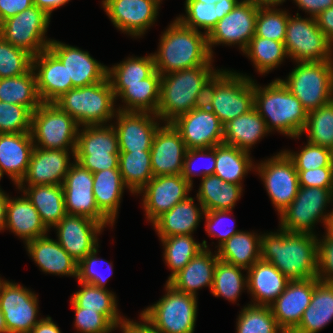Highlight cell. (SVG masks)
<instances>
[{"label":"cell","mask_w":333,"mask_h":333,"mask_svg":"<svg viewBox=\"0 0 333 333\" xmlns=\"http://www.w3.org/2000/svg\"><path fill=\"white\" fill-rule=\"evenodd\" d=\"M279 231L261 235V259L272 263L289 280L317 277L318 237L308 233Z\"/></svg>","instance_id":"1"},{"label":"cell","mask_w":333,"mask_h":333,"mask_svg":"<svg viewBox=\"0 0 333 333\" xmlns=\"http://www.w3.org/2000/svg\"><path fill=\"white\" fill-rule=\"evenodd\" d=\"M160 40L158 52L152 55L155 69L161 75L212 61L207 35L185 26L178 19L170 24Z\"/></svg>","instance_id":"2"},{"label":"cell","mask_w":333,"mask_h":333,"mask_svg":"<svg viewBox=\"0 0 333 333\" xmlns=\"http://www.w3.org/2000/svg\"><path fill=\"white\" fill-rule=\"evenodd\" d=\"M254 108L265 120L269 131L275 128L293 138L302 135L308 112L280 79L264 88L254 83Z\"/></svg>","instance_id":"3"},{"label":"cell","mask_w":333,"mask_h":333,"mask_svg":"<svg viewBox=\"0 0 333 333\" xmlns=\"http://www.w3.org/2000/svg\"><path fill=\"white\" fill-rule=\"evenodd\" d=\"M211 61L203 66L187 68L161 75L160 98L156 115L171 123L194 108L197 94L216 72Z\"/></svg>","instance_id":"4"},{"label":"cell","mask_w":333,"mask_h":333,"mask_svg":"<svg viewBox=\"0 0 333 333\" xmlns=\"http://www.w3.org/2000/svg\"><path fill=\"white\" fill-rule=\"evenodd\" d=\"M115 99L111 84L106 77L101 82L70 89L53 103L69 114L79 126L103 125L116 117Z\"/></svg>","instance_id":"5"},{"label":"cell","mask_w":333,"mask_h":333,"mask_svg":"<svg viewBox=\"0 0 333 333\" xmlns=\"http://www.w3.org/2000/svg\"><path fill=\"white\" fill-rule=\"evenodd\" d=\"M282 83L310 112L333 100V61L297 62Z\"/></svg>","instance_id":"6"},{"label":"cell","mask_w":333,"mask_h":333,"mask_svg":"<svg viewBox=\"0 0 333 333\" xmlns=\"http://www.w3.org/2000/svg\"><path fill=\"white\" fill-rule=\"evenodd\" d=\"M78 129L77 122L53 102H42L32 113L30 133L37 148H71L72 156L75 157Z\"/></svg>","instance_id":"7"},{"label":"cell","mask_w":333,"mask_h":333,"mask_svg":"<svg viewBox=\"0 0 333 333\" xmlns=\"http://www.w3.org/2000/svg\"><path fill=\"white\" fill-rule=\"evenodd\" d=\"M165 286L167 294L141 316L160 333H194L197 296L178 291L168 282Z\"/></svg>","instance_id":"8"},{"label":"cell","mask_w":333,"mask_h":333,"mask_svg":"<svg viewBox=\"0 0 333 333\" xmlns=\"http://www.w3.org/2000/svg\"><path fill=\"white\" fill-rule=\"evenodd\" d=\"M77 133L74 160L91 173L119 168L118 137L114 126L85 125Z\"/></svg>","instance_id":"9"},{"label":"cell","mask_w":333,"mask_h":333,"mask_svg":"<svg viewBox=\"0 0 333 333\" xmlns=\"http://www.w3.org/2000/svg\"><path fill=\"white\" fill-rule=\"evenodd\" d=\"M254 107V81L231 71L216 70V89L211 111L223 125Z\"/></svg>","instance_id":"10"},{"label":"cell","mask_w":333,"mask_h":333,"mask_svg":"<svg viewBox=\"0 0 333 333\" xmlns=\"http://www.w3.org/2000/svg\"><path fill=\"white\" fill-rule=\"evenodd\" d=\"M287 55L296 62L333 61L332 43L319 29L314 17H288L284 41Z\"/></svg>","instance_id":"11"},{"label":"cell","mask_w":333,"mask_h":333,"mask_svg":"<svg viewBox=\"0 0 333 333\" xmlns=\"http://www.w3.org/2000/svg\"><path fill=\"white\" fill-rule=\"evenodd\" d=\"M333 200V188L302 187L291 204L281 212L280 229L288 232L313 234L316 221L327 225L329 213L323 214L327 203Z\"/></svg>","instance_id":"12"},{"label":"cell","mask_w":333,"mask_h":333,"mask_svg":"<svg viewBox=\"0 0 333 333\" xmlns=\"http://www.w3.org/2000/svg\"><path fill=\"white\" fill-rule=\"evenodd\" d=\"M50 16L33 5L0 24V36L32 57L47 49L52 40H45Z\"/></svg>","instance_id":"13"},{"label":"cell","mask_w":333,"mask_h":333,"mask_svg":"<svg viewBox=\"0 0 333 333\" xmlns=\"http://www.w3.org/2000/svg\"><path fill=\"white\" fill-rule=\"evenodd\" d=\"M255 0H242L219 20L216 26L207 35L208 47L212 54L214 44H238L244 51L252 37L255 35L256 19L259 7Z\"/></svg>","instance_id":"14"},{"label":"cell","mask_w":333,"mask_h":333,"mask_svg":"<svg viewBox=\"0 0 333 333\" xmlns=\"http://www.w3.org/2000/svg\"><path fill=\"white\" fill-rule=\"evenodd\" d=\"M257 170L274 207L281 214L295 199L300 187L294 162L283 151L260 163Z\"/></svg>","instance_id":"15"},{"label":"cell","mask_w":333,"mask_h":333,"mask_svg":"<svg viewBox=\"0 0 333 333\" xmlns=\"http://www.w3.org/2000/svg\"><path fill=\"white\" fill-rule=\"evenodd\" d=\"M66 214L89 217L104 227L113 223L99 210L93 193V173L76 161L62 184Z\"/></svg>","instance_id":"16"},{"label":"cell","mask_w":333,"mask_h":333,"mask_svg":"<svg viewBox=\"0 0 333 333\" xmlns=\"http://www.w3.org/2000/svg\"><path fill=\"white\" fill-rule=\"evenodd\" d=\"M0 310L8 333H30L40 321L37 296L25 287L9 281L0 284Z\"/></svg>","instance_id":"17"},{"label":"cell","mask_w":333,"mask_h":333,"mask_svg":"<svg viewBox=\"0 0 333 333\" xmlns=\"http://www.w3.org/2000/svg\"><path fill=\"white\" fill-rule=\"evenodd\" d=\"M171 124L180 133L187 149L223 144L224 125L211 110L193 108Z\"/></svg>","instance_id":"18"},{"label":"cell","mask_w":333,"mask_h":333,"mask_svg":"<svg viewBox=\"0 0 333 333\" xmlns=\"http://www.w3.org/2000/svg\"><path fill=\"white\" fill-rule=\"evenodd\" d=\"M192 185L182 176L162 175L153 177L139 192L148 220L153 223L164 212L188 198Z\"/></svg>","instance_id":"19"},{"label":"cell","mask_w":333,"mask_h":333,"mask_svg":"<svg viewBox=\"0 0 333 333\" xmlns=\"http://www.w3.org/2000/svg\"><path fill=\"white\" fill-rule=\"evenodd\" d=\"M320 280H290L285 290L270 305L277 325L284 333H292L301 322L303 312L310 305L315 285Z\"/></svg>","instance_id":"20"},{"label":"cell","mask_w":333,"mask_h":333,"mask_svg":"<svg viewBox=\"0 0 333 333\" xmlns=\"http://www.w3.org/2000/svg\"><path fill=\"white\" fill-rule=\"evenodd\" d=\"M58 243L79 263L98 246V233L104 226L85 216L66 214L55 226Z\"/></svg>","instance_id":"21"},{"label":"cell","mask_w":333,"mask_h":333,"mask_svg":"<svg viewBox=\"0 0 333 333\" xmlns=\"http://www.w3.org/2000/svg\"><path fill=\"white\" fill-rule=\"evenodd\" d=\"M102 3L114 26L135 37L145 34L154 24L160 4L157 0H103Z\"/></svg>","instance_id":"22"},{"label":"cell","mask_w":333,"mask_h":333,"mask_svg":"<svg viewBox=\"0 0 333 333\" xmlns=\"http://www.w3.org/2000/svg\"><path fill=\"white\" fill-rule=\"evenodd\" d=\"M186 151L180 133L171 123L159 127L150 150L153 176L182 174Z\"/></svg>","instance_id":"23"},{"label":"cell","mask_w":333,"mask_h":333,"mask_svg":"<svg viewBox=\"0 0 333 333\" xmlns=\"http://www.w3.org/2000/svg\"><path fill=\"white\" fill-rule=\"evenodd\" d=\"M115 113L118 125L114 129L118 137L119 152L150 151L159 128V123L154 119L159 117L152 113L150 115L149 112L117 110Z\"/></svg>","instance_id":"24"},{"label":"cell","mask_w":333,"mask_h":333,"mask_svg":"<svg viewBox=\"0 0 333 333\" xmlns=\"http://www.w3.org/2000/svg\"><path fill=\"white\" fill-rule=\"evenodd\" d=\"M48 48L65 65L68 81L74 88L103 81L107 77V66L98 63L87 51L52 40Z\"/></svg>","instance_id":"25"},{"label":"cell","mask_w":333,"mask_h":333,"mask_svg":"<svg viewBox=\"0 0 333 333\" xmlns=\"http://www.w3.org/2000/svg\"><path fill=\"white\" fill-rule=\"evenodd\" d=\"M68 150L41 149L34 147L28 171L17 185L23 189L24 182L32 185H62L71 163Z\"/></svg>","instance_id":"26"},{"label":"cell","mask_w":333,"mask_h":333,"mask_svg":"<svg viewBox=\"0 0 333 333\" xmlns=\"http://www.w3.org/2000/svg\"><path fill=\"white\" fill-rule=\"evenodd\" d=\"M32 68L38 71L37 92L42 102H54L74 88L72 81H68L65 65L49 48L32 58Z\"/></svg>","instance_id":"27"},{"label":"cell","mask_w":333,"mask_h":333,"mask_svg":"<svg viewBox=\"0 0 333 333\" xmlns=\"http://www.w3.org/2000/svg\"><path fill=\"white\" fill-rule=\"evenodd\" d=\"M34 147L30 132L0 133V177L5 172L18 185L28 171Z\"/></svg>","instance_id":"28"},{"label":"cell","mask_w":333,"mask_h":333,"mask_svg":"<svg viewBox=\"0 0 333 333\" xmlns=\"http://www.w3.org/2000/svg\"><path fill=\"white\" fill-rule=\"evenodd\" d=\"M247 270V288L257 302L251 305L270 306L290 281L272 263L262 259Z\"/></svg>","instance_id":"29"},{"label":"cell","mask_w":333,"mask_h":333,"mask_svg":"<svg viewBox=\"0 0 333 333\" xmlns=\"http://www.w3.org/2000/svg\"><path fill=\"white\" fill-rule=\"evenodd\" d=\"M27 251L43 272L75 276L78 263L56 240L43 236L26 243Z\"/></svg>","instance_id":"30"},{"label":"cell","mask_w":333,"mask_h":333,"mask_svg":"<svg viewBox=\"0 0 333 333\" xmlns=\"http://www.w3.org/2000/svg\"><path fill=\"white\" fill-rule=\"evenodd\" d=\"M218 255L204 248L186 266L175 274L168 283L176 290L196 296V291L203 286L212 289L214 270Z\"/></svg>","instance_id":"31"},{"label":"cell","mask_w":333,"mask_h":333,"mask_svg":"<svg viewBox=\"0 0 333 333\" xmlns=\"http://www.w3.org/2000/svg\"><path fill=\"white\" fill-rule=\"evenodd\" d=\"M5 227L23 238L25 244L36 238L46 236L45 234L49 231L26 195L16 199L8 198Z\"/></svg>","instance_id":"32"},{"label":"cell","mask_w":333,"mask_h":333,"mask_svg":"<svg viewBox=\"0 0 333 333\" xmlns=\"http://www.w3.org/2000/svg\"><path fill=\"white\" fill-rule=\"evenodd\" d=\"M204 213L203 206L201 205L200 208H197L194 205V199L188 197L159 216L153 222V226L159 237L191 235L200 221L201 214Z\"/></svg>","instance_id":"33"},{"label":"cell","mask_w":333,"mask_h":333,"mask_svg":"<svg viewBox=\"0 0 333 333\" xmlns=\"http://www.w3.org/2000/svg\"><path fill=\"white\" fill-rule=\"evenodd\" d=\"M269 132L265 120L253 107L224 125L223 143L249 152L252 145Z\"/></svg>","instance_id":"34"},{"label":"cell","mask_w":333,"mask_h":333,"mask_svg":"<svg viewBox=\"0 0 333 333\" xmlns=\"http://www.w3.org/2000/svg\"><path fill=\"white\" fill-rule=\"evenodd\" d=\"M185 11L187 16L177 19L187 27L204 29L208 35L216 26L217 22L227 15L238 0H186Z\"/></svg>","instance_id":"35"},{"label":"cell","mask_w":333,"mask_h":333,"mask_svg":"<svg viewBox=\"0 0 333 333\" xmlns=\"http://www.w3.org/2000/svg\"><path fill=\"white\" fill-rule=\"evenodd\" d=\"M22 190L48 230L55 228L66 215L62 185H32Z\"/></svg>","instance_id":"36"},{"label":"cell","mask_w":333,"mask_h":333,"mask_svg":"<svg viewBox=\"0 0 333 333\" xmlns=\"http://www.w3.org/2000/svg\"><path fill=\"white\" fill-rule=\"evenodd\" d=\"M333 318V283L319 281L310 305L303 312L301 322L292 333H317Z\"/></svg>","instance_id":"37"},{"label":"cell","mask_w":333,"mask_h":333,"mask_svg":"<svg viewBox=\"0 0 333 333\" xmlns=\"http://www.w3.org/2000/svg\"><path fill=\"white\" fill-rule=\"evenodd\" d=\"M124 185L119 168L93 173V193L99 210L114 223Z\"/></svg>","instance_id":"38"},{"label":"cell","mask_w":333,"mask_h":333,"mask_svg":"<svg viewBox=\"0 0 333 333\" xmlns=\"http://www.w3.org/2000/svg\"><path fill=\"white\" fill-rule=\"evenodd\" d=\"M217 255L219 260L247 270L261 259V236L240 231L218 248Z\"/></svg>","instance_id":"39"},{"label":"cell","mask_w":333,"mask_h":333,"mask_svg":"<svg viewBox=\"0 0 333 333\" xmlns=\"http://www.w3.org/2000/svg\"><path fill=\"white\" fill-rule=\"evenodd\" d=\"M241 185L224 182L217 175H209L202 178L197 200L205 212L218 210H231L240 198Z\"/></svg>","instance_id":"40"},{"label":"cell","mask_w":333,"mask_h":333,"mask_svg":"<svg viewBox=\"0 0 333 333\" xmlns=\"http://www.w3.org/2000/svg\"><path fill=\"white\" fill-rule=\"evenodd\" d=\"M161 74L155 70L141 83L127 84L119 95L126 106L118 110L126 112H149L156 114L160 98ZM128 105V106H127Z\"/></svg>","instance_id":"41"},{"label":"cell","mask_w":333,"mask_h":333,"mask_svg":"<svg viewBox=\"0 0 333 333\" xmlns=\"http://www.w3.org/2000/svg\"><path fill=\"white\" fill-rule=\"evenodd\" d=\"M0 101L23 105L33 113L42 103L37 92L33 68L23 75L1 78Z\"/></svg>","instance_id":"42"},{"label":"cell","mask_w":333,"mask_h":333,"mask_svg":"<svg viewBox=\"0 0 333 333\" xmlns=\"http://www.w3.org/2000/svg\"><path fill=\"white\" fill-rule=\"evenodd\" d=\"M155 70L152 54L146 57H132L107 68V78L117 97L127 88V84L141 83V80L149 77Z\"/></svg>","instance_id":"43"},{"label":"cell","mask_w":333,"mask_h":333,"mask_svg":"<svg viewBox=\"0 0 333 333\" xmlns=\"http://www.w3.org/2000/svg\"><path fill=\"white\" fill-rule=\"evenodd\" d=\"M249 152L227 144L216 145L214 175L224 182L241 185L245 174L253 166Z\"/></svg>","instance_id":"44"},{"label":"cell","mask_w":333,"mask_h":333,"mask_svg":"<svg viewBox=\"0 0 333 333\" xmlns=\"http://www.w3.org/2000/svg\"><path fill=\"white\" fill-rule=\"evenodd\" d=\"M118 167L122 181L131 193H139L154 177L150 151L119 152Z\"/></svg>","instance_id":"45"},{"label":"cell","mask_w":333,"mask_h":333,"mask_svg":"<svg viewBox=\"0 0 333 333\" xmlns=\"http://www.w3.org/2000/svg\"><path fill=\"white\" fill-rule=\"evenodd\" d=\"M82 289L71 297L73 307L96 310L107 316L117 327L124 320L118 314L116 297L107 289H101L94 285L79 282Z\"/></svg>","instance_id":"46"},{"label":"cell","mask_w":333,"mask_h":333,"mask_svg":"<svg viewBox=\"0 0 333 333\" xmlns=\"http://www.w3.org/2000/svg\"><path fill=\"white\" fill-rule=\"evenodd\" d=\"M160 239L165 249V262L172 270V273L166 282L182 270L200 251L204 248L208 249L205 240H203L202 244L197 243L192 235H175L170 237H160Z\"/></svg>","instance_id":"47"},{"label":"cell","mask_w":333,"mask_h":333,"mask_svg":"<svg viewBox=\"0 0 333 333\" xmlns=\"http://www.w3.org/2000/svg\"><path fill=\"white\" fill-rule=\"evenodd\" d=\"M243 53L250 57L261 74L268 73L288 56L283 42L256 35L252 37Z\"/></svg>","instance_id":"48"},{"label":"cell","mask_w":333,"mask_h":333,"mask_svg":"<svg viewBox=\"0 0 333 333\" xmlns=\"http://www.w3.org/2000/svg\"><path fill=\"white\" fill-rule=\"evenodd\" d=\"M308 134V142L318 146H333V100L307 114V122L302 132Z\"/></svg>","instance_id":"49"},{"label":"cell","mask_w":333,"mask_h":333,"mask_svg":"<svg viewBox=\"0 0 333 333\" xmlns=\"http://www.w3.org/2000/svg\"><path fill=\"white\" fill-rule=\"evenodd\" d=\"M243 269L218 260L214 270L211 293L216 297L222 296L226 300L236 301L242 288L247 287V277L244 278L241 273Z\"/></svg>","instance_id":"50"},{"label":"cell","mask_w":333,"mask_h":333,"mask_svg":"<svg viewBox=\"0 0 333 333\" xmlns=\"http://www.w3.org/2000/svg\"><path fill=\"white\" fill-rule=\"evenodd\" d=\"M237 320V333H284L277 325L270 306L249 304L242 309Z\"/></svg>","instance_id":"51"},{"label":"cell","mask_w":333,"mask_h":333,"mask_svg":"<svg viewBox=\"0 0 333 333\" xmlns=\"http://www.w3.org/2000/svg\"><path fill=\"white\" fill-rule=\"evenodd\" d=\"M271 6L261 5L259 7L255 35L284 43L289 15L286 11L272 9Z\"/></svg>","instance_id":"52"},{"label":"cell","mask_w":333,"mask_h":333,"mask_svg":"<svg viewBox=\"0 0 333 333\" xmlns=\"http://www.w3.org/2000/svg\"><path fill=\"white\" fill-rule=\"evenodd\" d=\"M32 58L0 36V79L27 73L32 68Z\"/></svg>","instance_id":"53"},{"label":"cell","mask_w":333,"mask_h":333,"mask_svg":"<svg viewBox=\"0 0 333 333\" xmlns=\"http://www.w3.org/2000/svg\"><path fill=\"white\" fill-rule=\"evenodd\" d=\"M31 117L27 107L0 101V133L30 132Z\"/></svg>","instance_id":"54"},{"label":"cell","mask_w":333,"mask_h":333,"mask_svg":"<svg viewBox=\"0 0 333 333\" xmlns=\"http://www.w3.org/2000/svg\"><path fill=\"white\" fill-rule=\"evenodd\" d=\"M292 159L296 170H311L320 167H333L329 148L307 143L299 153L285 151Z\"/></svg>","instance_id":"55"},{"label":"cell","mask_w":333,"mask_h":333,"mask_svg":"<svg viewBox=\"0 0 333 333\" xmlns=\"http://www.w3.org/2000/svg\"><path fill=\"white\" fill-rule=\"evenodd\" d=\"M73 308L75 310V326L83 333H109L117 327L107 316L96 310Z\"/></svg>","instance_id":"56"},{"label":"cell","mask_w":333,"mask_h":333,"mask_svg":"<svg viewBox=\"0 0 333 333\" xmlns=\"http://www.w3.org/2000/svg\"><path fill=\"white\" fill-rule=\"evenodd\" d=\"M98 249L95 248L91 253H89L86 257H84L77 266V279L78 282L94 285L96 287H99L101 289H106L105 284L109 278L106 275L101 274L98 272L96 265L100 263V258H97ZM102 262V261H101ZM103 262H107L106 260H103ZM109 264V272L112 271V264L107 262Z\"/></svg>","instance_id":"57"},{"label":"cell","mask_w":333,"mask_h":333,"mask_svg":"<svg viewBox=\"0 0 333 333\" xmlns=\"http://www.w3.org/2000/svg\"><path fill=\"white\" fill-rule=\"evenodd\" d=\"M208 151V153L206 152ZM208 158L209 165H207L203 172L201 171V174L203 175L202 178L205 176H209L214 174L215 169V163H216V146L210 147V148H200V149H187L185 157H184V166L182 171V176L191 184L193 185L192 176H198L199 174L196 171L195 168L193 169V161H195L197 158ZM197 173V174H196Z\"/></svg>","instance_id":"58"},{"label":"cell","mask_w":333,"mask_h":333,"mask_svg":"<svg viewBox=\"0 0 333 333\" xmlns=\"http://www.w3.org/2000/svg\"><path fill=\"white\" fill-rule=\"evenodd\" d=\"M323 238L317 240V278L322 282L333 283V234L327 233Z\"/></svg>","instance_id":"59"},{"label":"cell","mask_w":333,"mask_h":333,"mask_svg":"<svg viewBox=\"0 0 333 333\" xmlns=\"http://www.w3.org/2000/svg\"><path fill=\"white\" fill-rule=\"evenodd\" d=\"M231 210H218V211H208L205 212L203 215H205L206 218V231L209 233V236H219V246L218 248L226 242L232 235L240 232L239 230L234 229V227H230L225 222V217L228 213H230ZM227 220V219H226ZM228 223V222H227ZM222 225L225 227V229L221 228ZM218 228H221L218 229Z\"/></svg>","instance_id":"60"},{"label":"cell","mask_w":333,"mask_h":333,"mask_svg":"<svg viewBox=\"0 0 333 333\" xmlns=\"http://www.w3.org/2000/svg\"><path fill=\"white\" fill-rule=\"evenodd\" d=\"M299 186L333 188V167H320L311 170H297Z\"/></svg>","instance_id":"61"},{"label":"cell","mask_w":333,"mask_h":333,"mask_svg":"<svg viewBox=\"0 0 333 333\" xmlns=\"http://www.w3.org/2000/svg\"><path fill=\"white\" fill-rule=\"evenodd\" d=\"M216 89V72L201 87L196 96L194 109L210 110Z\"/></svg>","instance_id":"62"},{"label":"cell","mask_w":333,"mask_h":333,"mask_svg":"<svg viewBox=\"0 0 333 333\" xmlns=\"http://www.w3.org/2000/svg\"><path fill=\"white\" fill-rule=\"evenodd\" d=\"M33 5V0H0V24Z\"/></svg>","instance_id":"63"},{"label":"cell","mask_w":333,"mask_h":333,"mask_svg":"<svg viewBox=\"0 0 333 333\" xmlns=\"http://www.w3.org/2000/svg\"><path fill=\"white\" fill-rule=\"evenodd\" d=\"M299 8L310 13V17L318 16L322 11L333 7V0H294Z\"/></svg>","instance_id":"64"},{"label":"cell","mask_w":333,"mask_h":333,"mask_svg":"<svg viewBox=\"0 0 333 333\" xmlns=\"http://www.w3.org/2000/svg\"><path fill=\"white\" fill-rule=\"evenodd\" d=\"M141 320L144 323H137L129 319H124L120 324V329L123 333H160L157 331L145 318L141 315Z\"/></svg>","instance_id":"65"},{"label":"cell","mask_w":333,"mask_h":333,"mask_svg":"<svg viewBox=\"0 0 333 333\" xmlns=\"http://www.w3.org/2000/svg\"><path fill=\"white\" fill-rule=\"evenodd\" d=\"M315 19L319 29L333 43V7L322 11Z\"/></svg>","instance_id":"66"},{"label":"cell","mask_w":333,"mask_h":333,"mask_svg":"<svg viewBox=\"0 0 333 333\" xmlns=\"http://www.w3.org/2000/svg\"><path fill=\"white\" fill-rule=\"evenodd\" d=\"M30 333H61L58 326L52 321L51 317L40 319Z\"/></svg>","instance_id":"67"},{"label":"cell","mask_w":333,"mask_h":333,"mask_svg":"<svg viewBox=\"0 0 333 333\" xmlns=\"http://www.w3.org/2000/svg\"><path fill=\"white\" fill-rule=\"evenodd\" d=\"M70 0H33L35 6L42 9L47 15L51 16L54 9L65 5Z\"/></svg>","instance_id":"68"},{"label":"cell","mask_w":333,"mask_h":333,"mask_svg":"<svg viewBox=\"0 0 333 333\" xmlns=\"http://www.w3.org/2000/svg\"><path fill=\"white\" fill-rule=\"evenodd\" d=\"M8 196L0 189V230H4L6 227L7 216V203Z\"/></svg>","instance_id":"69"},{"label":"cell","mask_w":333,"mask_h":333,"mask_svg":"<svg viewBox=\"0 0 333 333\" xmlns=\"http://www.w3.org/2000/svg\"><path fill=\"white\" fill-rule=\"evenodd\" d=\"M260 5H272V7H275V5H279L283 3L285 0H255Z\"/></svg>","instance_id":"70"},{"label":"cell","mask_w":333,"mask_h":333,"mask_svg":"<svg viewBox=\"0 0 333 333\" xmlns=\"http://www.w3.org/2000/svg\"><path fill=\"white\" fill-rule=\"evenodd\" d=\"M326 233L333 234V210L329 213L328 222L326 225Z\"/></svg>","instance_id":"71"},{"label":"cell","mask_w":333,"mask_h":333,"mask_svg":"<svg viewBox=\"0 0 333 333\" xmlns=\"http://www.w3.org/2000/svg\"><path fill=\"white\" fill-rule=\"evenodd\" d=\"M0 333H8L4 315L1 310H0Z\"/></svg>","instance_id":"72"},{"label":"cell","mask_w":333,"mask_h":333,"mask_svg":"<svg viewBox=\"0 0 333 333\" xmlns=\"http://www.w3.org/2000/svg\"><path fill=\"white\" fill-rule=\"evenodd\" d=\"M331 151V159H332V163H333V146L330 148Z\"/></svg>","instance_id":"73"}]
</instances>
